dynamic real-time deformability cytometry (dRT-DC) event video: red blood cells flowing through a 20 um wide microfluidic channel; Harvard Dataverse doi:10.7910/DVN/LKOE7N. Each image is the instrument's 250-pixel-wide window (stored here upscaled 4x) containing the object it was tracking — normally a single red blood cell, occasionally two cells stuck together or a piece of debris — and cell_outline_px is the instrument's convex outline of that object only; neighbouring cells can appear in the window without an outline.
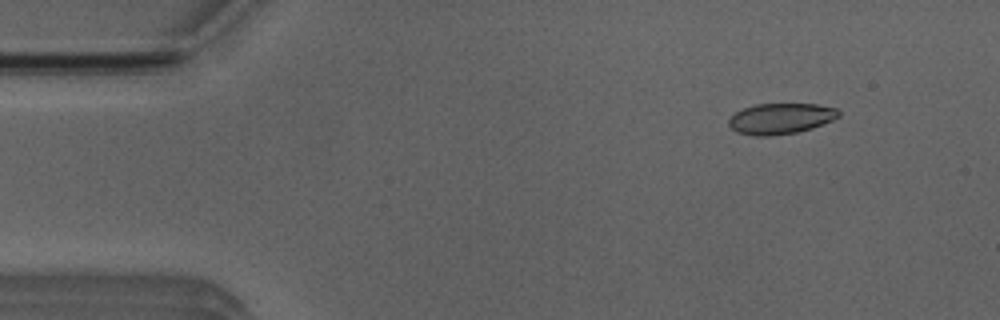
{"species": "Egyptian fruit bat (a non-hibernating species)", "species_latin": "Rousettus aegyptiacus", "temperature_condition": "room temperature", "stored_images_in_passage": 6, "camera_frame_rate_fps": 3000, "um_per_image_px": 0.085, "animal": {"sex": "male"}, "frame": {"image": 1, "passage_image": 2, "time_ms": 1.0, "image_size_px": [1000, 320], "cell_outline_px": [[840, 116], [832, 120], [812, 128], [796, 132], [772, 136], [756, 136], [736, 132], [728, 124], [728, 120], [736, 112], [744, 108], [756, 104], [816, 104], [836, 108], [840, 112]], "centroid_in_image_um": [66.35, 10.08], "position_along_channel_um": 18.6, "area_um2": 19.65}}